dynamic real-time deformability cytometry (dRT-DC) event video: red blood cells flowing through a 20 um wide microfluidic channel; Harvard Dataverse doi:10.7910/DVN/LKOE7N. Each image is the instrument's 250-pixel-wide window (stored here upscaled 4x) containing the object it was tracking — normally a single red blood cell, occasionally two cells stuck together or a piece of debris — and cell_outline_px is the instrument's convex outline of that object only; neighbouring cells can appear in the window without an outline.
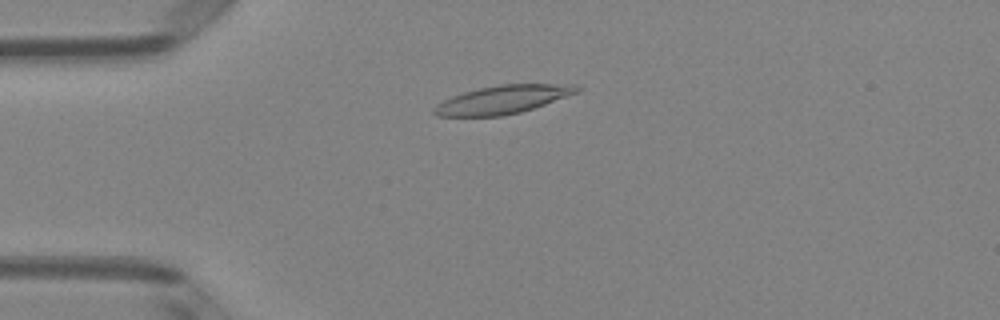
{"species": "Egyptian fruit bat (a non-hibernating species)", "species_latin": "Rousettus aegyptiacus", "temperature_condition": "room temperature", "stored_images_in_passage": 51, "camera_frame_rate_fps": 3000, "um_per_image_px": 0.085, "animal": {"sex": "female"}, "frame": {"image": 1, "passage_image": 13, "time_ms": 4.0, "image_size_px": [1000, 320], "cell_outline_px": [[580, 92], [520, 112], [500, 116], [436, 116], [432, 112], [432, 108], [436, 104], [452, 96], [464, 92], [480, 88], [500, 84], [576, 84], [580, 88]], "centroid_in_image_um": [42.72, 8.46], "position_along_channel_um": 42.3, "area_um2": 23.41}}
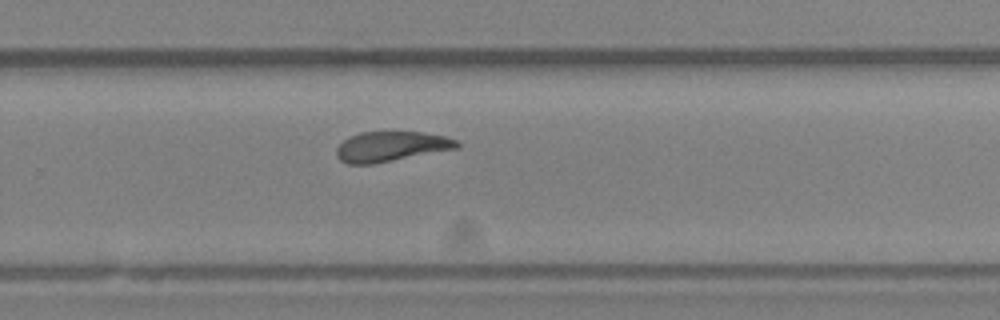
{"frame": {"image": 2, "passage_image": 34, "time_ms": 11.0, "image_size_px": [1000, 320], "cell_outline_px": [[460, 148], [372, 164], [348, 164], [340, 160], [336, 156], [336, 148], [348, 136], [360, 132], [424, 132], [448, 136], [456, 140], [460, 144]], "centroid_in_image_um": [33.26, 12.44], "position_along_channel_um": 296.5, "area_um2": 21.27}}
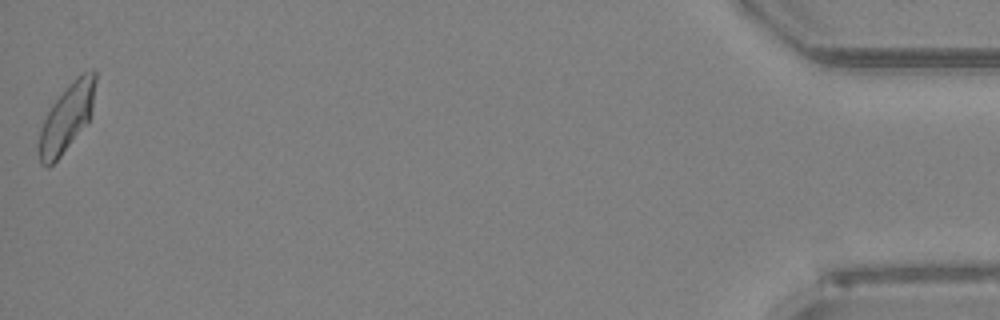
{"frame": {"image": 3, "passage_image": 51, "time_ms": 16.667, "image_size_px": [1000, 320], "cell_outline_px": [[96, 80], [92, 112], [88, 120], [60, 156], [48, 168], [40, 164], [40, 128], [52, 104], [72, 80], [76, 76], [92, 68], [96, 72]], "centroid_in_image_um": [5.7, 9.94], "position_along_channel_um": 429.5, "area_um2": 21.73}, "authors_computed_cell_mechanics": {"area_um2": 22.0218, "velocity_mm_per_s": 3.9983, "shape_relaxation_time_tau1_ms": 5.526, "shape_relaxation_time_tau2_ms": 2.8947, "deformation_change_tau1": 0.1786, "deformation_change_tau2": 0.1152}}